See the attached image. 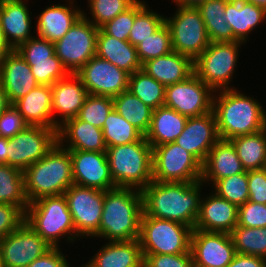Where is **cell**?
<instances>
[{"mask_svg":"<svg viewBox=\"0 0 266 267\" xmlns=\"http://www.w3.org/2000/svg\"><path fill=\"white\" fill-rule=\"evenodd\" d=\"M145 4L144 1H136V16L128 38L135 47L165 24V17L150 11Z\"/></svg>","mask_w":266,"mask_h":267,"instance_id":"obj_40","label":"cell"},{"mask_svg":"<svg viewBox=\"0 0 266 267\" xmlns=\"http://www.w3.org/2000/svg\"><path fill=\"white\" fill-rule=\"evenodd\" d=\"M202 181H151L141 190L143 213L153 218L175 221L194 229L200 207Z\"/></svg>","mask_w":266,"mask_h":267,"instance_id":"obj_1","label":"cell"},{"mask_svg":"<svg viewBox=\"0 0 266 267\" xmlns=\"http://www.w3.org/2000/svg\"><path fill=\"white\" fill-rule=\"evenodd\" d=\"M104 195L103 190L74 184L64 192L77 238L93 237L98 232Z\"/></svg>","mask_w":266,"mask_h":267,"instance_id":"obj_13","label":"cell"},{"mask_svg":"<svg viewBox=\"0 0 266 267\" xmlns=\"http://www.w3.org/2000/svg\"><path fill=\"white\" fill-rule=\"evenodd\" d=\"M23 175L28 203L45 196L63 195L74 184L70 151L57 143L42 159L30 165Z\"/></svg>","mask_w":266,"mask_h":267,"instance_id":"obj_4","label":"cell"},{"mask_svg":"<svg viewBox=\"0 0 266 267\" xmlns=\"http://www.w3.org/2000/svg\"><path fill=\"white\" fill-rule=\"evenodd\" d=\"M13 106L29 126L58 129L53 123L51 86L38 85Z\"/></svg>","mask_w":266,"mask_h":267,"instance_id":"obj_26","label":"cell"},{"mask_svg":"<svg viewBox=\"0 0 266 267\" xmlns=\"http://www.w3.org/2000/svg\"><path fill=\"white\" fill-rule=\"evenodd\" d=\"M0 203L19 206L26 212L29 205L24 191L23 171L0 164Z\"/></svg>","mask_w":266,"mask_h":267,"instance_id":"obj_36","label":"cell"},{"mask_svg":"<svg viewBox=\"0 0 266 267\" xmlns=\"http://www.w3.org/2000/svg\"><path fill=\"white\" fill-rule=\"evenodd\" d=\"M1 83L11 105L39 85L30 65L16 50L1 58Z\"/></svg>","mask_w":266,"mask_h":267,"instance_id":"obj_22","label":"cell"},{"mask_svg":"<svg viewBox=\"0 0 266 267\" xmlns=\"http://www.w3.org/2000/svg\"><path fill=\"white\" fill-rule=\"evenodd\" d=\"M98 32L99 28L82 12L68 32L54 43L55 54L69 73L75 74L96 55Z\"/></svg>","mask_w":266,"mask_h":267,"instance_id":"obj_11","label":"cell"},{"mask_svg":"<svg viewBox=\"0 0 266 267\" xmlns=\"http://www.w3.org/2000/svg\"><path fill=\"white\" fill-rule=\"evenodd\" d=\"M244 171L245 169L233 144L229 140L220 139L210 150L202 164L201 181L204 184L208 181L215 184L222 178L240 174Z\"/></svg>","mask_w":266,"mask_h":267,"instance_id":"obj_25","label":"cell"},{"mask_svg":"<svg viewBox=\"0 0 266 267\" xmlns=\"http://www.w3.org/2000/svg\"><path fill=\"white\" fill-rule=\"evenodd\" d=\"M136 16V2L125 12L117 15L100 27L107 35L119 40L128 41L130 30Z\"/></svg>","mask_w":266,"mask_h":267,"instance_id":"obj_47","label":"cell"},{"mask_svg":"<svg viewBox=\"0 0 266 267\" xmlns=\"http://www.w3.org/2000/svg\"><path fill=\"white\" fill-rule=\"evenodd\" d=\"M52 248L24 221L15 231L0 239V258L4 267H27Z\"/></svg>","mask_w":266,"mask_h":267,"instance_id":"obj_15","label":"cell"},{"mask_svg":"<svg viewBox=\"0 0 266 267\" xmlns=\"http://www.w3.org/2000/svg\"><path fill=\"white\" fill-rule=\"evenodd\" d=\"M142 214L141 190L131 187L106 190L101 222L93 237H103L110 241L138 239Z\"/></svg>","mask_w":266,"mask_h":267,"instance_id":"obj_2","label":"cell"},{"mask_svg":"<svg viewBox=\"0 0 266 267\" xmlns=\"http://www.w3.org/2000/svg\"><path fill=\"white\" fill-rule=\"evenodd\" d=\"M188 117L166 106L152 112L149 129L144 136L153 147L173 143L181 135Z\"/></svg>","mask_w":266,"mask_h":267,"instance_id":"obj_29","label":"cell"},{"mask_svg":"<svg viewBox=\"0 0 266 267\" xmlns=\"http://www.w3.org/2000/svg\"><path fill=\"white\" fill-rule=\"evenodd\" d=\"M74 185L109 190L115 188L106 152L70 151Z\"/></svg>","mask_w":266,"mask_h":267,"instance_id":"obj_18","label":"cell"},{"mask_svg":"<svg viewBox=\"0 0 266 267\" xmlns=\"http://www.w3.org/2000/svg\"><path fill=\"white\" fill-rule=\"evenodd\" d=\"M10 105H11V103L8 100L7 93L2 86V83H0V115Z\"/></svg>","mask_w":266,"mask_h":267,"instance_id":"obj_56","label":"cell"},{"mask_svg":"<svg viewBox=\"0 0 266 267\" xmlns=\"http://www.w3.org/2000/svg\"><path fill=\"white\" fill-rule=\"evenodd\" d=\"M96 55L129 74L142 68L135 46L129 41L119 40L105 34L100 28L97 35Z\"/></svg>","mask_w":266,"mask_h":267,"instance_id":"obj_30","label":"cell"},{"mask_svg":"<svg viewBox=\"0 0 266 267\" xmlns=\"http://www.w3.org/2000/svg\"><path fill=\"white\" fill-rule=\"evenodd\" d=\"M165 89L142 69L129 75L128 90L153 110L164 106Z\"/></svg>","mask_w":266,"mask_h":267,"instance_id":"obj_37","label":"cell"},{"mask_svg":"<svg viewBox=\"0 0 266 267\" xmlns=\"http://www.w3.org/2000/svg\"><path fill=\"white\" fill-rule=\"evenodd\" d=\"M219 140L216 118L212 111L203 116L188 117L185 128L175 143L203 164Z\"/></svg>","mask_w":266,"mask_h":267,"instance_id":"obj_19","label":"cell"},{"mask_svg":"<svg viewBox=\"0 0 266 267\" xmlns=\"http://www.w3.org/2000/svg\"><path fill=\"white\" fill-rule=\"evenodd\" d=\"M248 2H251L258 7L264 8L266 10V0H247Z\"/></svg>","mask_w":266,"mask_h":267,"instance_id":"obj_59","label":"cell"},{"mask_svg":"<svg viewBox=\"0 0 266 267\" xmlns=\"http://www.w3.org/2000/svg\"><path fill=\"white\" fill-rule=\"evenodd\" d=\"M0 267H4L2 261H1V258H0Z\"/></svg>","mask_w":266,"mask_h":267,"instance_id":"obj_62","label":"cell"},{"mask_svg":"<svg viewBox=\"0 0 266 267\" xmlns=\"http://www.w3.org/2000/svg\"><path fill=\"white\" fill-rule=\"evenodd\" d=\"M214 91L194 73L187 79L166 86L164 106L187 117L212 112Z\"/></svg>","mask_w":266,"mask_h":267,"instance_id":"obj_14","label":"cell"},{"mask_svg":"<svg viewBox=\"0 0 266 267\" xmlns=\"http://www.w3.org/2000/svg\"><path fill=\"white\" fill-rule=\"evenodd\" d=\"M12 51V48L5 41L2 30L0 29V58L4 55L9 54Z\"/></svg>","mask_w":266,"mask_h":267,"instance_id":"obj_57","label":"cell"},{"mask_svg":"<svg viewBox=\"0 0 266 267\" xmlns=\"http://www.w3.org/2000/svg\"><path fill=\"white\" fill-rule=\"evenodd\" d=\"M57 130L43 126H27L9 138L7 165L24 172L56 146Z\"/></svg>","mask_w":266,"mask_h":267,"instance_id":"obj_12","label":"cell"},{"mask_svg":"<svg viewBox=\"0 0 266 267\" xmlns=\"http://www.w3.org/2000/svg\"><path fill=\"white\" fill-rule=\"evenodd\" d=\"M227 2L228 0H206L197 6L211 42L238 41L225 21L224 11Z\"/></svg>","mask_w":266,"mask_h":267,"instance_id":"obj_34","label":"cell"},{"mask_svg":"<svg viewBox=\"0 0 266 267\" xmlns=\"http://www.w3.org/2000/svg\"><path fill=\"white\" fill-rule=\"evenodd\" d=\"M190 252L194 267H227L236 251L230 234L193 229Z\"/></svg>","mask_w":266,"mask_h":267,"instance_id":"obj_17","label":"cell"},{"mask_svg":"<svg viewBox=\"0 0 266 267\" xmlns=\"http://www.w3.org/2000/svg\"><path fill=\"white\" fill-rule=\"evenodd\" d=\"M173 1L176 2V5L197 7L200 3L205 2L206 0H173Z\"/></svg>","mask_w":266,"mask_h":267,"instance_id":"obj_58","label":"cell"},{"mask_svg":"<svg viewBox=\"0 0 266 267\" xmlns=\"http://www.w3.org/2000/svg\"><path fill=\"white\" fill-rule=\"evenodd\" d=\"M215 193L238 207L249 200L247 171L218 180L214 185Z\"/></svg>","mask_w":266,"mask_h":267,"instance_id":"obj_41","label":"cell"},{"mask_svg":"<svg viewBox=\"0 0 266 267\" xmlns=\"http://www.w3.org/2000/svg\"><path fill=\"white\" fill-rule=\"evenodd\" d=\"M190 226L144 213L140 222L139 243L142 254H181L190 252Z\"/></svg>","mask_w":266,"mask_h":267,"instance_id":"obj_7","label":"cell"},{"mask_svg":"<svg viewBox=\"0 0 266 267\" xmlns=\"http://www.w3.org/2000/svg\"><path fill=\"white\" fill-rule=\"evenodd\" d=\"M136 1L137 0H89L90 14L93 16V21H89L100 28L117 15L125 12Z\"/></svg>","mask_w":266,"mask_h":267,"instance_id":"obj_45","label":"cell"},{"mask_svg":"<svg viewBox=\"0 0 266 267\" xmlns=\"http://www.w3.org/2000/svg\"><path fill=\"white\" fill-rule=\"evenodd\" d=\"M106 153L116 187L142 190L153 181L152 146L145 137L134 143L107 147Z\"/></svg>","mask_w":266,"mask_h":267,"instance_id":"obj_5","label":"cell"},{"mask_svg":"<svg viewBox=\"0 0 266 267\" xmlns=\"http://www.w3.org/2000/svg\"><path fill=\"white\" fill-rule=\"evenodd\" d=\"M134 267H146L144 259L137 266Z\"/></svg>","mask_w":266,"mask_h":267,"instance_id":"obj_60","label":"cell"},{"mask_svg":"<svg viewBox=\"0 0 266 267\" xmlns=\"http://www.w3.org/2000/svg\"><path fill=\"white\" fill-rule=\"evenodd\" d=\"M141 69L165 87L184 81L194 73L193 60L175 51L144 62Z\"/></svg>","mask_w":266,"mask_h":267,"instance_id":"obj_27","label":"cell"},{"mask_svg":"<svg viewBox=\"0 0 266 267\" xmlns=\"http://www.w3.org/2000/svg\"><path fill=\"white\" fill-rule=\"evenodd\" d=\"M25 221V212L19 206L0 203V239L15 231Z\"/></svg>","mask_w":266,"mask_h":267,"instance_id":"obj_50","label":"cell"},{"mask_svg":"<svg viewBox=\"0 0 266 267\" xmlns=\"http://www.w3.org/2000/svg\"><path fill=\"white\" fill-rule=\"evenodd\" d=\"M88 94L114 98L128 90L129 73L95 55L75 73Z\"/></svg>","mask_w":266,"mask_h":267,"instance_id":"obj_16","label":"cell"},{"mask_svg":"<svg viewBox=\"0 0 266 267\" xmlns=\"http://www.w3.org/2000/svg\"><path fill=\"white\" fill-rule=\"evenodd\" d=\"M9 138L0 137V164H7Z\"/></svg>","mask_w":266,"mask_h":267,"instance_id":"obj_55","label":"cell"},{"mask_svg":"<svg viewBox=\"0 0 266 267\" xmlns=\"http://www.w3.org/2000/svg\"><path fill=\"white\" fill-rule=\"evenodd\" d=\"M243 42H211L193 61L194 74L214 93L231 89L229 82L236 67L239 47Z\"/></svg>","mask_w":266,"mask_h":267,"instance_id":"obj_8","label":"cell"},{"mask_svg":"<svg viewBox=\"0 0 266 267\" xmlns=\"http://www.w3.org/2000/svg\"><path fill=\"white\" fill-rule=\"evenodd\" d=\"M152 177L157 182L201 181L202 164L175 142L152 148Z\"/></svg>","mask_w":266,"mask_h":267,"instance_id":"obj_10","label":"cell"},{"mask_svg":"<svg viewBox=\"0 0 266 267\" xmlns=\"http://www.w3.org/2000/svg\"><path fill=\"white\" fill-rule=\"evenodd\" d=\"M245 95L232 87L213 96L212 111L220 139L231 140L266 128V111L256 99Z\"/></svg>","mask_w":266,"mask_h":267,"instance_id":"obj_3","label":"cell"},{"mask_svg":"<svg viewBox=\"0 0 266 267\" xmlns=\"http://www.w3.org/2000/svg\"><path fill=\"white\" fill-rule=\"evenodd\" d=\"M39 85L52 86L55 82L66 78L70 73L61 60L54 54L49 60L26 61Z\"/></svg>","mask_w":266,"mask_h":267,"instance_id":"obj_44","label":"cell"},{"mask_svg":"<svg viewBox=\"0 0 266 267\" xmlns=\"http://www.w3.org/2000/svg\"><path fill=\"white\" fill-rule=\"evenodd\" d=\"M0 83H1V58H0Z\"/></svg>","mask_w":266,"mask_h":267,"instance_id":"obj_61","label":"cell"},{"mask_svg":"<svg viewBox=\"0 0 266 267\" xmlns=\"http://www.w3.org/2000/svg\"><path fill=\"white\" fill-rule=\"evenodd\" d=\"M241 161L243 168L256 170L266 168V128L229 140Z\"/></svg>","mask_w":266,"mask_h":267,"instance_id":"obj_33","label":"cell"},{"mask_svg":"<svg viewBox=\"0 0 266 267\" xmlns=\"http://www.w3.org/2000/svg\"><path fill=\"white\" fill-rule=\"evenodd\" d=\"M25 221L52 247H59L60 237L65 235L69 242L77 239L64 194L41 197L29 203Z\"/></svg>","mask_w":266,"mask_h":267,"instance_id":"obj_6","label":"cell"},{"mask_svg":"<svg viewBox=\"0 0 266 267\" xmlns=\"http://www.w3.org/2000/svg\"><path fill=\"white\" fill-rule=\"evenodd\" d=\"M58 144L69 151L106 152L107 146L101 128L74 117L60 124L57 130ZM67 139V145L63 144ZM64 141V142H63Z\"/></svg>","mask_w":266,"mask_h":267,"instance_id":"obj_23","label":"cell"},{"mask_svg":"<svg viewBox=\"0 0 266 267\" xmlns=\"http://www.w3.org/2000/svg\"><path fill=\"white\" fill-rule=\"evenodd\" d=\"M59 247H52L41 257L35 259L27 267H70L66 257L60 252Z\"/></svg>","mask_w":266,"mask_h":267,"instance_id":"obj_53","label":"cell"},{"mask_svg":"<svg viewBox=\"0 0 266 267\" xmlns=\"http://www.w3.org/2000/svg\"><path fill=\"white\" fill-rule=\"evenodd\" d=\"M142 255L146 267H194L191 253Z\"/></svg>","mask_w":266,"mask_h":267,"instance_id":"obj_49","label":"cell"},{"mask_svg":"<svg viewBox=\"0 0 266 267\" xmlns=\"http://www.w3.org/2000/svg\"><path fill=\"white\" fill-rule=\"evenodd\" d=\"M249 200L266 204V168L248 170Z\"/></svg>","mask_w":266,"mask_h":267,"instance_id":"obj_52","label":"cell"},{"mask_svg":"<svg viewBox=\"0 0 266 267\" xmlns=\"http://www.w3.org/2000/svg\"><path fill=\"white\" fill-rule=\"evenodd\" d=\"M108 242L86 263L88 267H134L144 259L138 239Z\"/></svg>","mask_w":266,"mask_h":267,"instance_id":"obj_31","label":"cell"},{"mask_svg":"<svg viewBox=\"0 0 266 267\" xmlns=\"http://www.w3.org/2000/svg\"><path fill=\"white\" fill-rule=\"evenodd\" d=\"M137 54L140 62H144L167 55L173 51L171 34L168 26L164 24L154 34L142 40L137 46Z\"/></svg>","mask_w":266,"mask_h":267,"instance_id":"obj_42","label":"cell"},{"mask_svg":"<svg viewBox=\"0 0 266 267\" xmlns=\"http://www.w3.org/2000/svg\"><path fill=\"white\" fill-rule=\"evenodd\" d=\"M27 126L29 125L13 105H10L0 115V137H14Z\"/></svg>","mask_w":266,"mask_h":267,"instance_id":"obj_51","label":"cell"},{"mask_svg":"<svg viewBox=\"0 0 266 267\" xmlns=\"http://www.w3.org/2000/svg\"><path fill=\"white\" fill-rule=\"evenodd\" d=\"M113 109L144 136L146 135L153 109L144 104L137 96L129 90L122 92L113 98Z\"/></svg>","mask_w":266,"mask_h":267,"instance_id":"obj_35","label":"cell"},{"mask_svg":"<svg viewBox=\"0 0 266 267\" xmlns=\"http://www.w3.org/2000/svg\"><path fill=\"white\" fill-rule=\"evenodd\" d=\"M211 194L201 198L194 229L230 234L237 226L239 207L216 193Z\"/></svg>","mask_w":266,"mask_h":267,"instance_id":"obj_20","label":"cell"},{"mask_svg":"<svg viewBox=\"0 0 266 267\" xmlns=\"http://www.w3.org/2000/svg\"><path fill=\"white\" fill-rule=\"evenodd\" d=\"M51 90L53 123L58 128L60 123L63 124L65 121L78 116L88 92L81 79L73 73L55 82L51 86ZM55 113L61 115V122L56 119V116L54 117Z\"/></svg>","mask_w":266,"mask_h":267,"instance_id":"obj_21","label":"cell"},{"mask_svg":"<svg viewBox=\"0 0 266 267\" xmlns=\"http://www.w3.org/2000/svg\"><path fill=\"white\" fill-rule=\"evenodd\" d=\"M25 61L49 60L55 54V45L47 39L33 36L15 49Z\"/></svg>","mask_w":266,"mask_h":267,"instance_id":"obj_46","label":"cell"},{"mask_svg":"<svg viewBox=\"0 0 266 267\" xmlns=\"http://www.w3.org/2000/svg\"><path fill=\"white\" fill-rule=\"evenodd\" d=\"M69 1V0H67ZM68 5H51L40 13L37 21V35L49 42L55 43L60 40L82 16L78 7L74 9L73 1ZM72 7V8H71Z\"/></svg>","mask_w":266,"mask_h":267,"instance_id":"obj_28","label":"cell"},{"mask_svg":"<svg viewBox=\"0 0 266 267\" xmlns=\"http://www.w3.org/2000/svg\"><path fill=\"white\" fill-rule=\"evenodd\" d=\"M102 132L107 147L125 145L141 140L144 135L114 109L108 114Z\"/></svg>","mask_w":266,"mask_h":267,"instance_id":"obj_38","label":"cell"},{"mask_svg":"<svg viewBox=\"0 0 266 267\" xmlns=\"http://www.w3.org/2000/svg\"><path fill=\"white\" fill-rule=\"evenodd\" d=\"M235 251L239 254L266 259V227L236 226L230 233Z\"/></svg>","mask_w":266,"mask_h":267,"instance_id":"obj_39","label":"cell"},{"mask_svg":"<svg viewBox=\"0 0 266 267\" xmlns=\"http://www.w3.org/2000/svg\"><path fill=\"white\" fill-rule=\"evenodd\" d=\"M237 226L266 227V204L247 201L239 206Z\"/></svg>","mask_w":266,"mask_h":267,"instance_id":"obj_48","label":"cell"},{"mask_svg":"<svg viewBox=\"0 0 266 267\" xmlns=\"http://www.w3.org/2000/svg\"><path fill=\"white\" fill-rule=\"evenodd\" d=\"M227 267H266V259L258 256L236 253Z\"/></svg>","mask_w":266,"mask_h":267,"instance_id":"obj_54","label":"cell"},{"mask_svg":"<svg viewBox=\"0 0 266 267\" xmlns=\"http://www.w3.org/2000/svg\"><path fill=\"white\" fill-rule=\"evenodd\" d=\"M233 36L245 43L248 34L266 18V10L247 0H228L224 11Z\"/></svg>","mask_w":266,"mask_h":267,"instance_id":"obj_32","label":"cell"},{"mask_svg":"<svg viewBox=\"0 0 266 267\" xmlns=\"http://www.w3.org/2000/svg\"><path fill=\"white\" fill-rule=\"evenodd\" d=\"M31 21L29 9L23 0H0V29L12 50L32 38Z\"/></svg>","mask_w":266,"mask_h":267,"instance_id":"obj_24","label":"cell"},{"mask_svg":"<svg viewBox=\"0 0 266 267\" xmlns=\"http://www.w3.org/2000/svg\"><path fill=\"white\" fill-rule=\"evenodd\" d=\"M173 17L165 18L172 49L193 61L210 45L206 26L197 7L178 5Z\"/></svg>","mask_w":266,"mask_h":267,"instance_id":"obj_9","label":"cell"},{"mask_svg":"<svg viewBox=\"0 0 266 267\" xmlns=\"http://www.w3.org/2000/svg\"><path fill=\"white\" fill-rule=\"evenodd\" d=\"M112 110L113 98L88 94L77 117L84 122L102 129L108 114Z\"/></svg>","mask_w":266,"mask_h":267,"instance_id":"obj_43","label":"cell"}]
</instances>
